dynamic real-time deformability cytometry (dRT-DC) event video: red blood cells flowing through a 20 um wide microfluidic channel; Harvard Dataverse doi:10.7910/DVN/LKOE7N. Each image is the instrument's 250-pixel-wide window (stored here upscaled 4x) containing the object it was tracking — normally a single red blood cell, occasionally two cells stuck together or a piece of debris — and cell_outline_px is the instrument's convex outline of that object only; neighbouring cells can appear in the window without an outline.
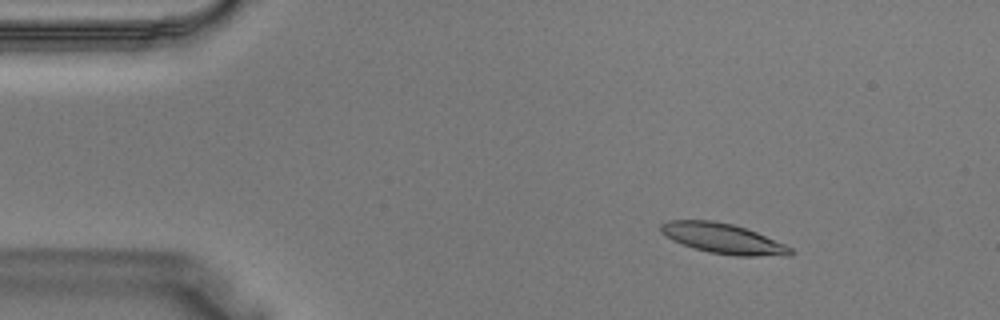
{"species": "Egyptian fruit bat (a non-hibernating species)", "species_latin": "Rousettus aegyptiacus", "temperature_condition": "warm", "stored_images_in_passage": 35, "camera_frame_rate_fps": 3000, "um_per_image_px": 0.085, "animal": {"sex": "male"}, "frame": {"image": 1, "passage_image": 2, "time_ms": 0.333, "image_size_px": [1000, 320], "cell_outline_px": [[792, 252], [788, 256], [736, 256], [708, 252], [672, 240], [660, 232], [660, 224], [668, 220], [712, 220], [732, 224], [756, 232], [784, 244], [792, 248]], "centroid_in_image_um": [61.44, 20.27], "position_along_channel_um": 23.6, "area_um2": 22.6}}
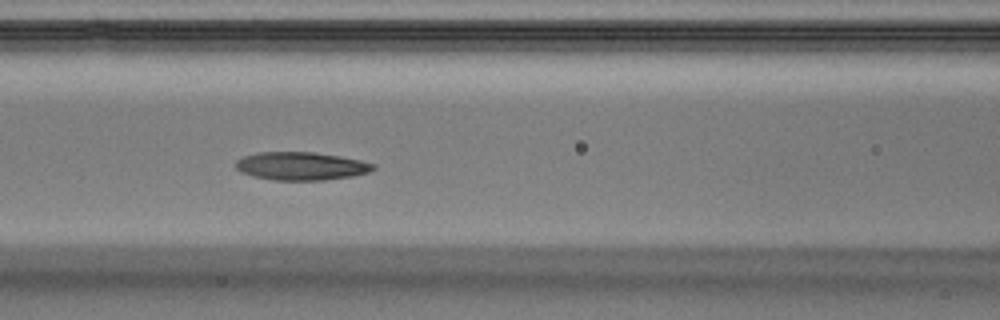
{"frame": {"image": 2, "passage_image": 13, "time_ms": 4.0, "image_size_px": [1000, 320], "cell_outline_px": [[376, 168], [368, 172], [352, 176], [324, 180], [272, 180], [252, 176], [240, 172], [236, 168], [236, 160], [244, 156], [256, 152], [312, 152], [340, 156], [360, 160], [376, 164]], "centroid_in_image_um": [25.58, 14.11], "position_along_channel_um": 141.0, "area_um2": 22.6}}
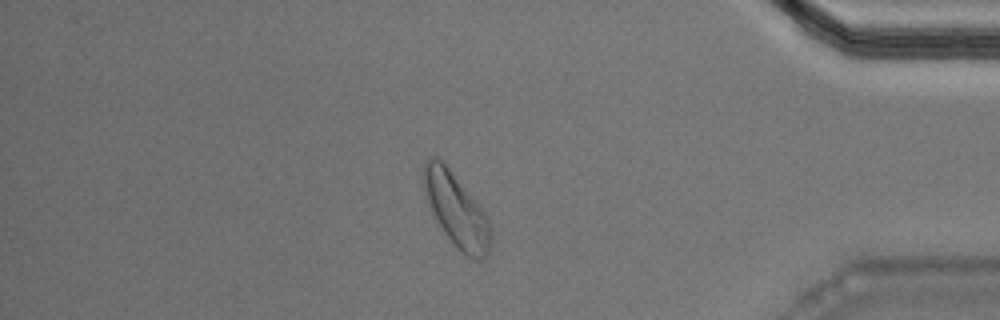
{"frame": {"image": 3, "passage_image": 30, "time_ms": 9.667, "image_size_px": [1000, 320], "cell_outline_px": [[492, 240], [488, 252], [480, 260], [476, 260], [460, 252], [456, 248], [444, 232], [428, 200], [424, 184], [424, 164], [432, 156], [436, 156], [448, 168], [484, 208], [492, 232]], "centroid_in_image_um": [38.86, 17.89], "position_along_channel_um": 396.3, "area_um2": 28.15}}